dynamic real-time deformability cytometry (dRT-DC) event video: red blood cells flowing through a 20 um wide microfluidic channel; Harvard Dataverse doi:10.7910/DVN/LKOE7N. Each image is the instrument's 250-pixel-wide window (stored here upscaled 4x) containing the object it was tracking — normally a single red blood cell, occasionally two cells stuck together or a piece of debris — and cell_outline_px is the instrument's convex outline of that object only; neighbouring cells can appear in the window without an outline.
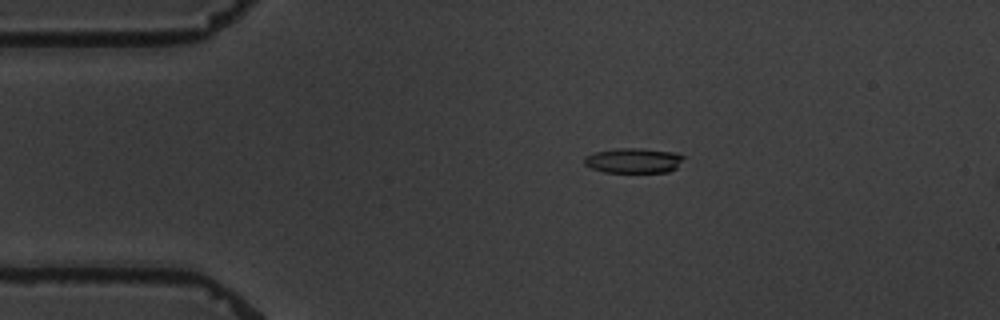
{"species": "common noctule bat (a hibernating species)", "species_latin": "Nyctalus noctula", "temperature_condition": "warm", "stored_images_in_passage": 4, "camera_frame_rate_fps": 3000, "um_per_image_px": 0.085, "animal": {"sex": "male", "body_mass_g": 19.5, "forearm_length_mm": 54.6}, "frame": {"image": 1, "passage_image": 2, "time_ms": 2.0, "image_size_px": [1000, 320], "cell_outline_px": [[684, 156], [676, 168], [668, 172], [604, 172], [592, 168], [584, 164], [584, 156], [596, 152], [616, 148], [640, 148], [672, 152]], "centroid_in_image_um": [53.82, 13.64], "position_along_channel_um": 31.2, "area_um2": 14.33}}